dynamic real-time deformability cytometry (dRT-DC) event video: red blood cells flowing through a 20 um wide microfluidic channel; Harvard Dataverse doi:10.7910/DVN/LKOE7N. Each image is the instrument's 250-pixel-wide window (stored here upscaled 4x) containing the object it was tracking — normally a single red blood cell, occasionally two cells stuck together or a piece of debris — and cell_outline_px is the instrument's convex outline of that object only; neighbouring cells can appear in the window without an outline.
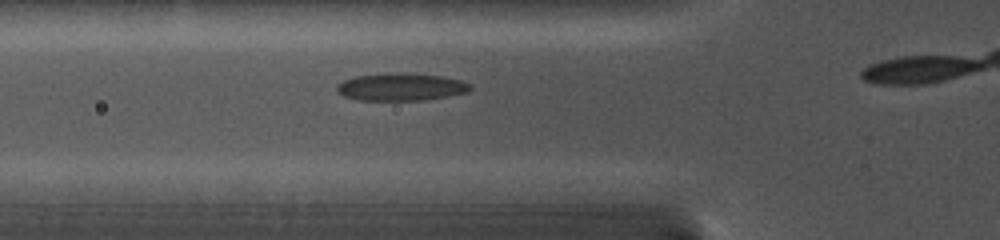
{"species": "common noctule bat (a hibernating species)", "species_latin": "Nyctalus noctula", "temperature_condition": "cold", "stored_images_in_passage": 8, "camera_frame_rate_fps": 5000, "um_per_image_px": 0.085, "animal": {"sex": "female", "body_mass_g": 19.0, "forearm_length_mm": 56.7}, "frame": {"image": 1, "passage_image": 6, "time_ms": 2.6, "image_size_px": [1000, 240], "cell_outline_px": [[472, 88], [468, 92], [448, 96], [424, 100], [360, 100], [344, 96], [336, 92], [336, 84], [344, 80], [356, 76], [384, 72], [408, 72], [440, 76], [460, 80], [468, 84]], "centroid_in_image_um": [34.04, 7.37], "position_along_channel_um": 91.8, "area_um2": 21.62}}